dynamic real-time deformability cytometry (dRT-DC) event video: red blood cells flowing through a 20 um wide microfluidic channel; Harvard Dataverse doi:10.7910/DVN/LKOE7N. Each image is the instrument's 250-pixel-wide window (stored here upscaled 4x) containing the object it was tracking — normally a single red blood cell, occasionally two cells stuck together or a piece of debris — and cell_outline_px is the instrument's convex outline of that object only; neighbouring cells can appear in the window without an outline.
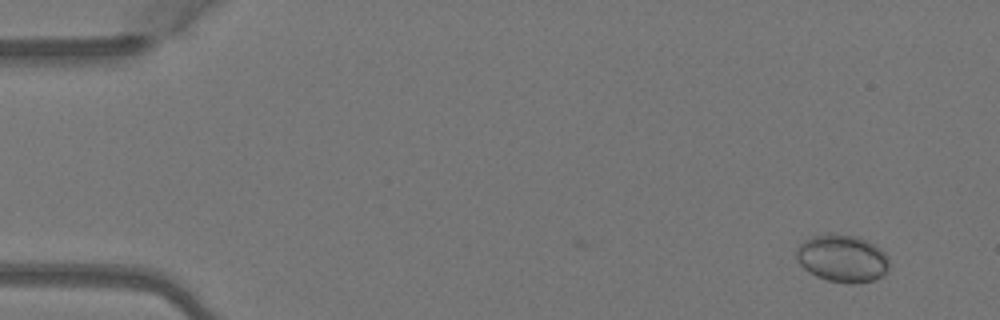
{"species": "Egyptian fruit bat (a non-hibernating species)", "species_latin": "Rousettus aegyptiacus", "temperature_condition": "warm", "stored_images_in_passage": 3, "camera_frame_rate_fps": 3000, "um_per_image_px": 0.085, "animal": {"sex": "female"}, "frame": {"image": 1, "passage_image": 1, "time_ms": 0.0, "image_size_px": [1000, 320], "cell_outline_px": [[888, 268], [880, 276], [872, 280], [856, 284], [848, 284], [828, 280], [816, 276], [804, 268], [796, 260], [796, 252], [800, 244], [804, 240], [812, 236], [856, 236], [880, 248], [884, 252], [888, 260]], "centroid_in_image_um": [71.58, 22.0], "position_along_channel_um": 13.4, "area_um2": 24.97}}